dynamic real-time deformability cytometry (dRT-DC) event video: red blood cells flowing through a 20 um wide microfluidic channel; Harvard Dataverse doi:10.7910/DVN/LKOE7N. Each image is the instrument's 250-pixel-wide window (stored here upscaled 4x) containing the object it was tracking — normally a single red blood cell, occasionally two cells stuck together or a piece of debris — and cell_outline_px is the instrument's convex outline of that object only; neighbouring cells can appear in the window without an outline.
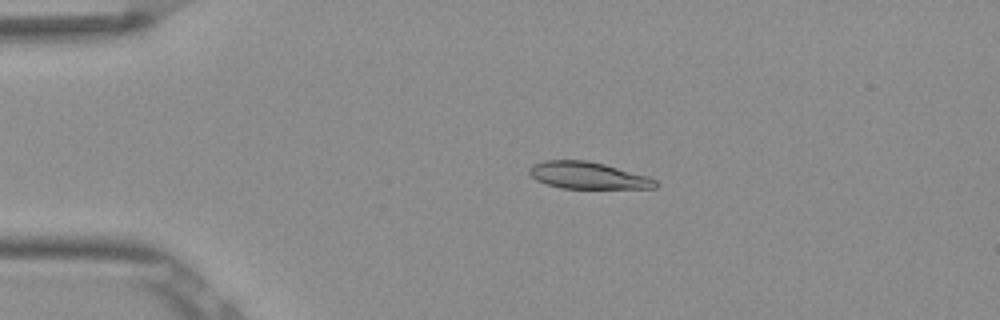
{"species": "Egyptian fruit bat (a non-hibernating species)", "species_latin": "Rousettus aegyptiacus", "temperature_condition": "room temperature", "stored_images_in_passage": 42, "camera_frame_rate_fps": 3000, "um_per_image_px": 0.085, "frame": {"image": 1, "passage_image": 1, "time_ms": 0.0, "image_size_px": [1000, 320], "cell_outline_px": [[660, 184], [656, 188], [560, 188], [544, 184], [536, 180], [528, 172], [528, 168], [532, 164], [544, 160], [588, 160], [604, 164], [648, 176], [656, 180]], "centroid_in_image_um": [49.94, 14.91], "position_along_channel_um": 35.1, "area_um2": 19.94}}
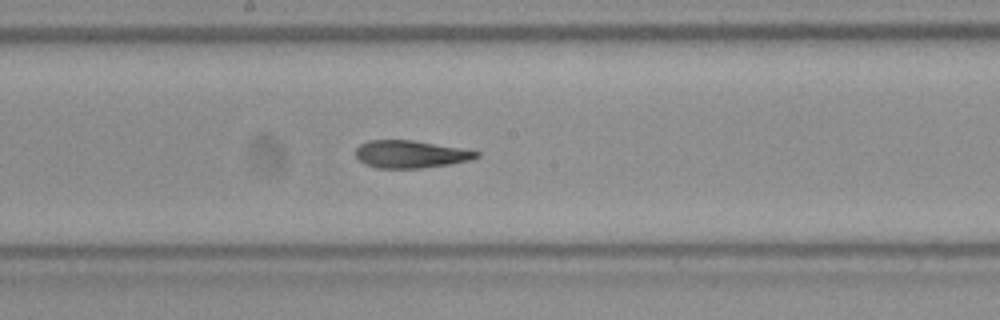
{"frame": {"image": 2, "passage_image": 18, "time_ms": 5.667, "image_size_px": [1000, 320], "cell_outline_px": [[480, 156], [472, 160], [448, 164], [420, 168], [376, 168], [364, 164], [356, 156], [356, 148], [360, 144], [368, 140], [412, 140], [480, 152]], "centroid_in_image_um": [34.86, 13.11], "position_along_channel_um": 213.3, "area_um2": 19.19}}
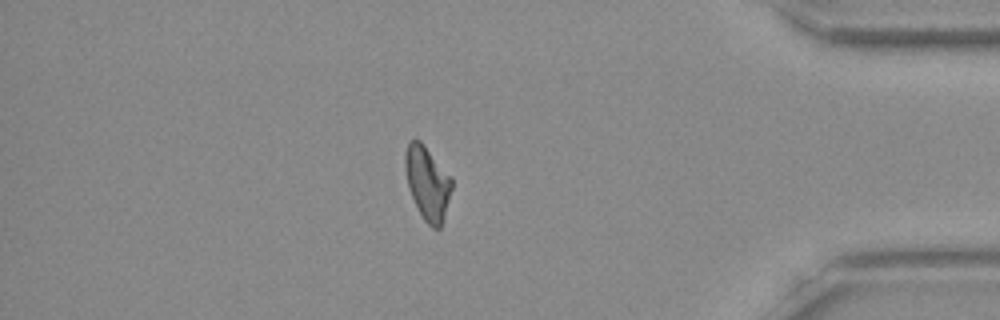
{"frame": {"image": 3, "passage_image": 35, "time_ms": 11.333, "image_size_px": [1000, 320], "cell_outline_px": [[452, 188], [444, 216], [440, 228], [432, 228], [424, 220], [412, 196], [408, 184], [404, 168], [404, 152], [408, 144], [412, 140], [420, 140], [452, 176]], "centroid_in_image_um": [36.34, 15.52], "position_along_channel_um": 398.9, "area_um2": 19.83}, "authors_computed_cell_mechanics": {"area_um2": 20.1722, "velocity_mm_per_s": 3.8865, "shape_relaxation_time_tau1_ms": null, "shape_relaxation_time_tau2_ms": 4.1118, "deformation_change_tau1": null, "deformation_change_tau2": 0.1065}}